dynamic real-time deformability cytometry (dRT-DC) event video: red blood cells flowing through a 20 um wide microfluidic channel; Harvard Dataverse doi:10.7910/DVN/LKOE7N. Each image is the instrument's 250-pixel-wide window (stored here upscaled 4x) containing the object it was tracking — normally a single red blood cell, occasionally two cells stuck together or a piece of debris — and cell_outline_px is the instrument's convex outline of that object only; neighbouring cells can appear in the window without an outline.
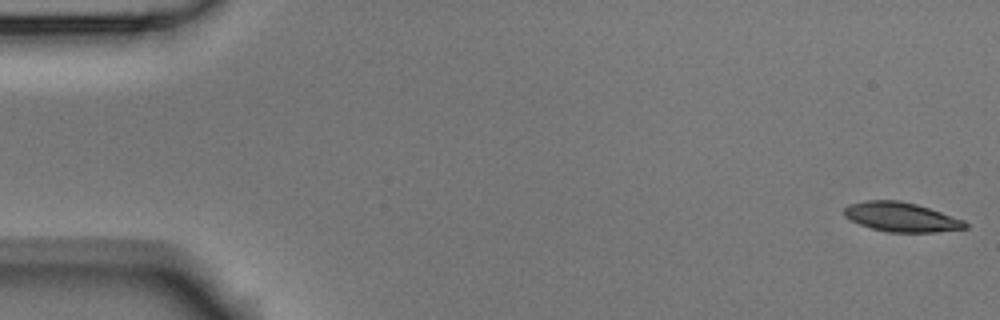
{"species": "Egyptian fruit bat (a non-hibernating species)", "species_latin": "Rousettus aegyptiacus", "temperature_condition": "room temperature", "stored_images_in_passage": 6, "camera_frame_rate_fps": 3000, "um_per_image_px": 0.085, "animal": {"sex": "male"}, "frame": {"image": 1, "passage_image": 1, "time_ms": 0.0, "image_size_px": [1000, 320], "cell_outline_px": [[968, 228], [936, 232], [888, 232], [872, 228], [860, 224], [844, 216], [844, 208], [848, 204], [864, 200], [896, 200], [916, 204], [964, 220], [968, 224]], "centroid_in_image_um": [76.6, 18.44], "position_along_channel_um": 8.4, "area_um2": 20.58}}